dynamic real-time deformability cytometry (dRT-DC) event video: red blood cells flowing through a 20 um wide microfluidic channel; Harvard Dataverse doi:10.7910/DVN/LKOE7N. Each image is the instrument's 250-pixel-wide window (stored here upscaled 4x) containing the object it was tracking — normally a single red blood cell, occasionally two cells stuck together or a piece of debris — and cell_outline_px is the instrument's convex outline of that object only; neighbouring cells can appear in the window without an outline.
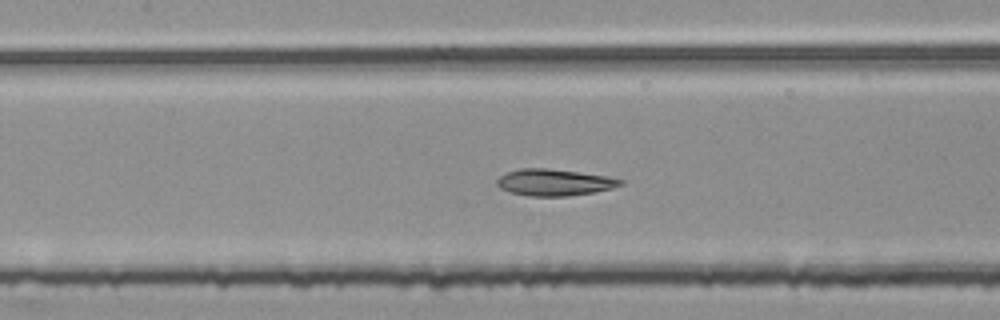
{"species": "common noctule bat (a hibernating species)", "species_latin": "Nyctalus noctula", "temperature_condition": "room temperature", "stored_images_in_passage": 53, "camera_frame_rate_fps": 3000, "um_per_image_px": 0.085, "animal": {"sex": "female", "body_mass_g": 25.1}, "frame": {"image": 1, "passage_image": 24, "time_ms": 7.667, "image_size_px": [1000, 320], "cell_outline_px": [[624, 184], [612, 188], [596, 192], [568, 196], [528, 196], [512, 192], [500, 188], [496, 184], [496, 180], [500, 176], [508, 172], [520, 168], [544, 168], [576, 172], [604, 176], [624, 180]], "centroid_in_image_um": [47.11, 15.51], "position_along_channel_um": 160.3, "area_um2": 18.96}}
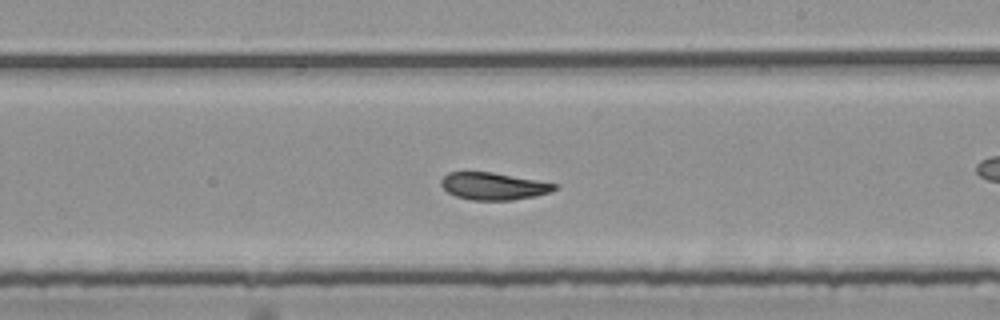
{"frame": {"image": 2, "passage_image": 31, "time_ms": 10.0, "image_size_px": [1000, 320], "cell_outline_px": [[560, 188], [536, 196], [512, 200], [472, 200], [456, 196], [448, 192], [440, 184], [440, 180], [448, 172], [492, 172], [560, 184]], "centroid_in_image_um": [41.98, 15.82], "position_along_channel_um": 247.0, "area_um2": 18.09}}
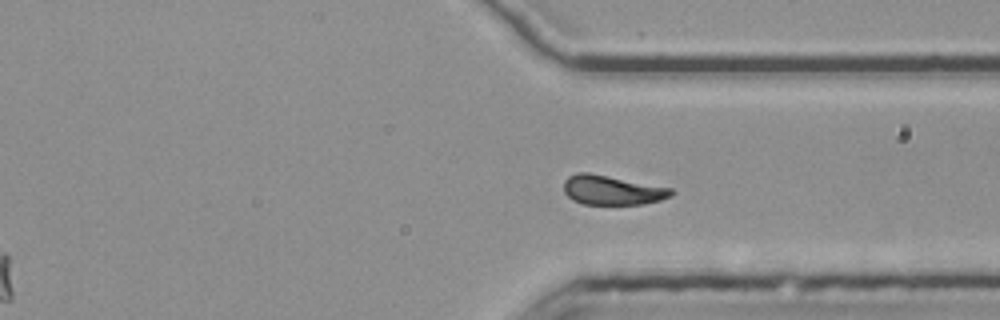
{"frame": {"image": 3, "passage_image": 40, "time_ms": 13.0, "image_size_px": [1000, 320], "cell_outline_px": [[676, 192], [672, 196], [660, 200], [644, 204], [580, 204], [572, 200], [564, 192], [564, 180], [568, 176], [576, 172], [588, 172], [672, 188]], "centroid_in_image_um": [52.02, 16.16], "position_along_channel_um": 359.4, "area_um2": 18.61}, "authors_computed_cell_mechanics": {"area_um2": 19.1318, "velocity_mm_per_s": 3.7437, "shape_relaxation_time_tau1_ms": null, "shape_relaxation_time_tau2_ms": 3.8712, "deformation_change_tau1": null, "deformation_change_tau2": 0.086}}